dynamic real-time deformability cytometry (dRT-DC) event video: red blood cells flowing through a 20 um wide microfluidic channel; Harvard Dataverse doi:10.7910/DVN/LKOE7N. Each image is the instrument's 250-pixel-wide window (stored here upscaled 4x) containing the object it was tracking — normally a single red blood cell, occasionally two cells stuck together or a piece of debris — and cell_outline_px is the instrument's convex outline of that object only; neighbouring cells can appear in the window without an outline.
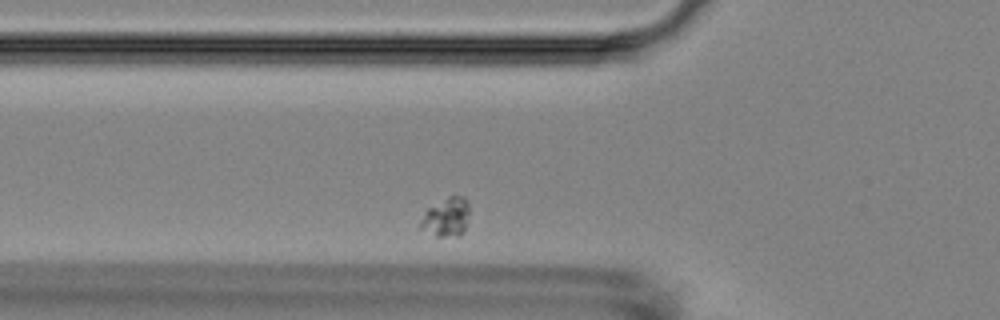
{"species": "Egyptian fruit bat (a non-hibernating species)", "species_latin": "Rousettus aegyptiacus", "temperature_condition": "room temperature", "stored_images_in_passage": 3, "camera_frame_rate_fps": 3000, "um_per_image_px": 0.085, "animal": {"sex": "female"}, "frame": {"image": 1, "passage_image": 3, "time_ms": 2.333, "image_size_px": [1000, 320], "cell_outline_px": [[468, 212], [464, 232], [460, 236], [436, 236], [420, 228], [420, 220], [424, 212], [428, 208], [448, 196], [464, 196], [468, 200]], "centroid_in_image_um": [37.94, 18.45], "position_along_channel_um": 87.9, "area_um2": 11.04}}